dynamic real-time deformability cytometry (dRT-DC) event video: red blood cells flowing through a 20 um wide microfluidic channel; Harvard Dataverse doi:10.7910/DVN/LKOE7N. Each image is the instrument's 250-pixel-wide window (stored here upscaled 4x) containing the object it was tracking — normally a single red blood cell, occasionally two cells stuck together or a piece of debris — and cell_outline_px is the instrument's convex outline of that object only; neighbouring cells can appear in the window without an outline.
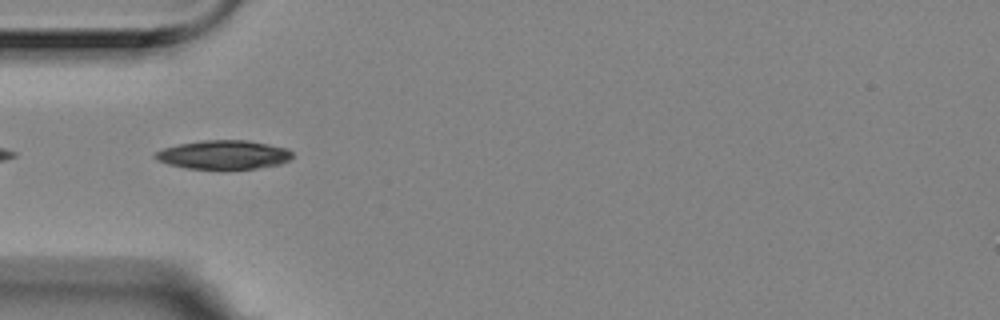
{"species": "Egyptian fruit bat (a non-hibernating species)", "species_latin": "Rousettus aegyptiacus", "temperature_condition": "room temperature", "stored_images_in_passage": 2, "camera_frame_rate_fps": 3000, "um_per_image_px": 0.085, "animal": {"sex": "female"}, "frame": {"image": 1, "passage_image": 2, "time_ms": 0.333, "image_size_px": [1000, 320], "cell_outline_px": [[292, 156], [288, 160], [280, 164], [256, 168], [188, 168], [168, 164], [156, 160], [152, 156], [156, 152], [164, 148], [180, 144], [204, 140], [248, 140], [288, 148], [292, 152]], "centroid_in_image_um": [19.01, 13.14], "position_along_channel_um": 66.0, "area_um2": 22.77}}